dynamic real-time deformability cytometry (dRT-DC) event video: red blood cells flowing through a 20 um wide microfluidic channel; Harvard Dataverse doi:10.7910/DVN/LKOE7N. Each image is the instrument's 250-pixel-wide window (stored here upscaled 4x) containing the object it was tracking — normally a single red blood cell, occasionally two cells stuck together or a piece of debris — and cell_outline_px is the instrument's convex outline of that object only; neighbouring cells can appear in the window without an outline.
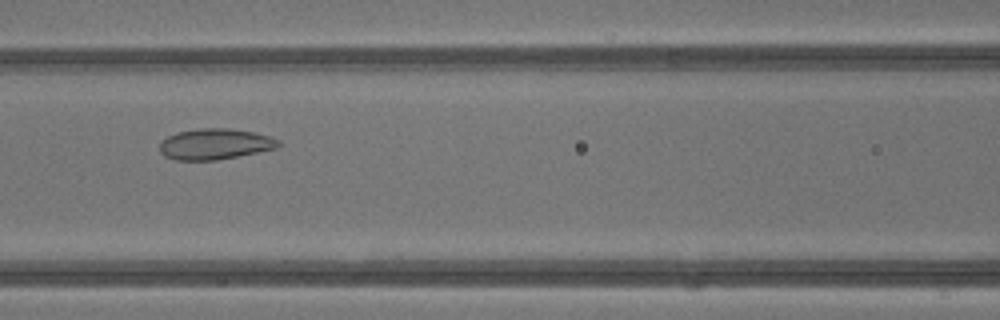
{"species": "common noctule bat (a hibernating species)", "species_latin": "Nyctalus noctula", "temperature_condition": "warm", "stored_images_in_passage": 25, "camera_frame_rate_fps": 3000, "um_per_image_px": 0.085, "animal": {"sex": "male", "body_mass_g": 13.3}, "frame": {"image": 1, "passage_image": 7, "time_ms": 2.0, "image_size_px": [1000, 320], "cell_outline_px": [[280, 148], [216, 160], [176, 160], [164, 156], [160, 152], [160, 140], [176, 132], [196, 128], [228, 128], [252, 132], [268, 136], [280, 140]], "centroid_in_image_um": [18.26, 12.24], "position_along_channel_um": 148.3, "area_um2": 21.5}}
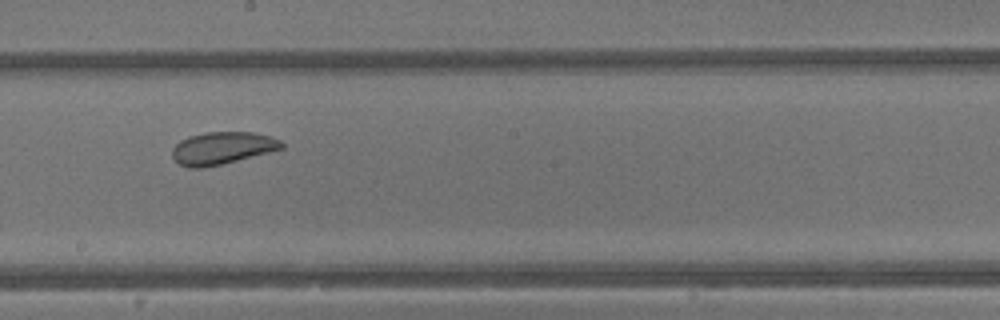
{"frame": {"image": 2, "passage_image": 12, "time_ms": 3.667, "image_size_px": [1000, 320], "cell_outline_px": [[284, 148], [220, 164], [200, 168], [188, 168], [180, 164], [172, 156], [172, 148], [180, 140], [188, 136], [204, 132], [252, 132], [272, 136], [280, 140], [284, 144]], "centroid_in_image_um": [18.87, 12.57], "position_along_channel_um": 229.3, "area_um2": 20.52}}
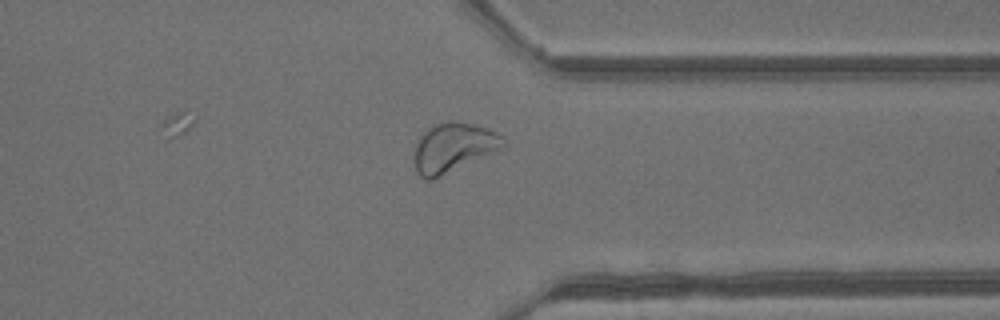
{"frame": {"image": 3, "passage_image": 21, "time_ms": 6.667, "image_size_px": [1000, 320], "cell_outline_px": [[504, 148], [432, 180], [428, 180], [420, 176], [416, 168], [416, 144], [420, 136], [428, 128], [436, 124], [452, 120], [456, 120], [476, 124], [488, 128], [504, 136]], "centroid_in_image_um": [38.58, 12.51], "position_along_channel_um": 372.8, "area_um2": 25.43}, "authors_computed_cell_mechanics": {"area_um2": 20.7502, "velocity_mm_per_s": 4.8662, "shape_relaxation_time_tau1_ms": null, "shape_relaxation_time_tau2_ms": 1.7418, "deformation_change_tau1": null, "deformation_change_tau2": 0.0711}}